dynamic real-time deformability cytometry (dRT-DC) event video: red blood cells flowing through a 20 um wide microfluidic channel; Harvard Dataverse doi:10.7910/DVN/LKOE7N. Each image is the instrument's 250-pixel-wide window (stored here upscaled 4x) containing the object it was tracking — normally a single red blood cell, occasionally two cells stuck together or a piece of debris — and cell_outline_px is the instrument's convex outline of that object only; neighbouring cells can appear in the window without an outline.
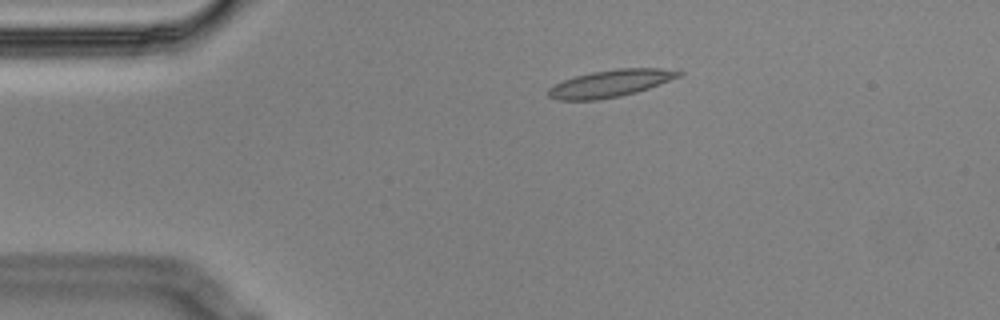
{"species": "Egyptian fruit bat (a non-hibernating species)", "species_latin": "Rousettus aegyptiacus", "temperature_condition": "cold", "stored_images_in_passage": 5, "camera_frame_rate_fps": 3000, "um_per_image_px": 0.085, "animal": {"sex": "male"}, "frame": {"image": 1, "passage_image": 3, "time_ms": 0.667, "image_size_px": [1000, 320], "cell_outline_px": [[684, 72], [680, 76], [648, 88], [636, 92], [620, 96], [596, 100], [556, 100], [548, 96], [548, 88], [564, 80], [576, 76], [592, 72], [620, 68], [660, 68]], "centroid_in_image_um": [51.86, 7.09], "position_along_channel_um": 33.1, "area_um2": 20.35}}